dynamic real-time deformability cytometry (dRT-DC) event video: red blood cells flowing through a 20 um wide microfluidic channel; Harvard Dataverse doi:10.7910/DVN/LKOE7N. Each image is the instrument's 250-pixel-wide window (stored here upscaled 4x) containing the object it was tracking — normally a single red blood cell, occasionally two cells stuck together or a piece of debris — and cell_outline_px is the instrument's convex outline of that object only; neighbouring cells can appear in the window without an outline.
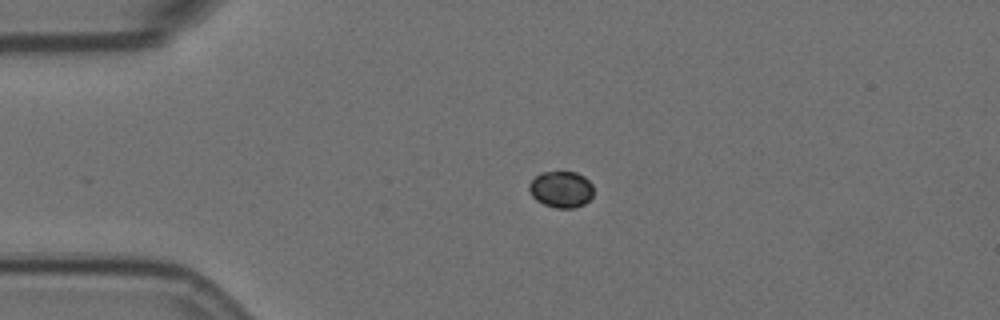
{"species": "Egyptian fruit bat (a non-hibernating species)", "species_latin": "Rousettus aegyptiacus", "temperature_condition": "room temperature", "stored_images_in_passage": 33, "camera_frame_rate_fps": 3000, "um_per_image_px": 0.085, "animal": {"sex": "female"}, "frame": {"image": 1, "passage_image": 1, "time_ms": 0.0, "image_size_px": [1000, 320], "cell_outline_px": [[592, 196], [584, 204], [572, 208], [556, 208], [544, 204], [536, 200], [532, 196], [528, 188], [528, 184], [540, 172], [576, 172], [584, 176], [592, 184]], "centroid_in_image_um": [47.68, 16.09], "position_along_channel_um": 37.3, "area_um2": 13.64}}
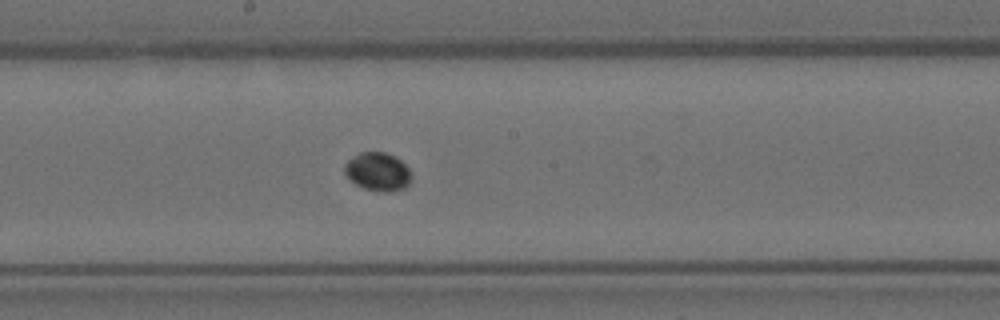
{"frame": {"image": 2, "passage_image": 19, "time_ms": 6.0, "image_size_px": [1000, 320], "cell_outline_px": [[412, 176], [408, 184], [404, 188], [388, 192], [380, 192], [364, 188], [356, 184], [344, 172], [344, 164], [348, 160], [360, 152], [384, 152], [400, 160], [408, 168]], "centroid_in_image_um": [32.11, 14.6], "position_along_channel_um": 216.1, "area_um2": 14.74}}
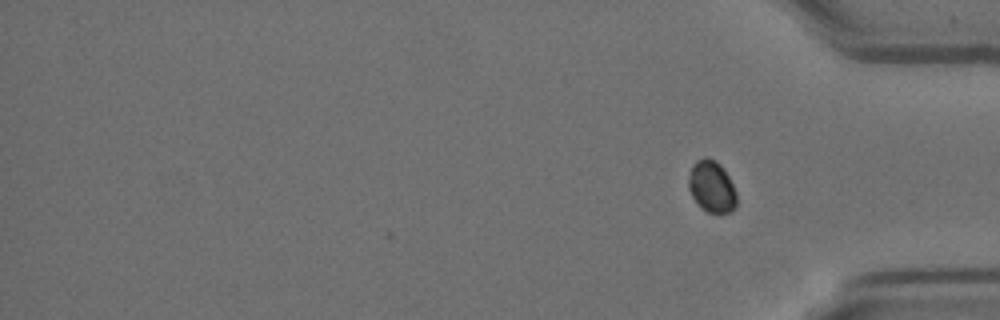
{"frame": {"image": 3, "passage_image": 33, "time_ms": 10.667, "image_size_px": [1000, 320], "cell_outline_px": [[736, 208], [732, 212], [708, 212], [700, 208], [692, 196], [688, 188], [688, 176], [692, 164], [696, 160], [704, 156], [708, 156], [716, 160], [720, 164], [728, 176], [736, 192]], "centroid_in_image_um": [60.47, 15.84], "position_along_channel_um": 374.7, "area_um2": 14.68}}